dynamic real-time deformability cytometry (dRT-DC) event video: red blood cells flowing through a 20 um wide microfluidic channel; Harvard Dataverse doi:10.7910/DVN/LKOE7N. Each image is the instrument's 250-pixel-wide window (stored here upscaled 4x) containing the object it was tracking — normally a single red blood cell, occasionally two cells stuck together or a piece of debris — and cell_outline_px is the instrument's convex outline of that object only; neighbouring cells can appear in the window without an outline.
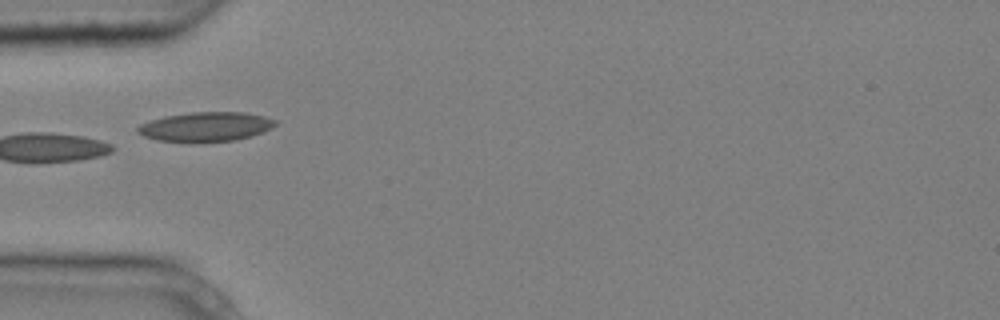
{"species": "common noctule bat (a hibernating species)", "species_latin": "Nyctalus noctula", "temperature_condition": "cold", "stored_images_in_passage": 4, "camera_frame_rate_fps": 3000, "um_per_image_px": 0.085, "animal": {"sex": "male", "body_mass_g": 20.4}, "frame": {"image": 1, "passage_image": 2, "time_ms": 0.333, "image_size_px": [1000, 320], "cell_outline_px": [[276, 124], [272, 128], [264, 132], [252, 136], [236, 140], [156, 140], [144, 136], [136, 132], [136, 128], [140, 124], [164, 116], [192, 112], [244, 112], [264, 116], [276, 120]], "centroid_in_image_um": [17.52, 10.74], "position_along_channel_um": 67.5, "area_um2": 23.06}}